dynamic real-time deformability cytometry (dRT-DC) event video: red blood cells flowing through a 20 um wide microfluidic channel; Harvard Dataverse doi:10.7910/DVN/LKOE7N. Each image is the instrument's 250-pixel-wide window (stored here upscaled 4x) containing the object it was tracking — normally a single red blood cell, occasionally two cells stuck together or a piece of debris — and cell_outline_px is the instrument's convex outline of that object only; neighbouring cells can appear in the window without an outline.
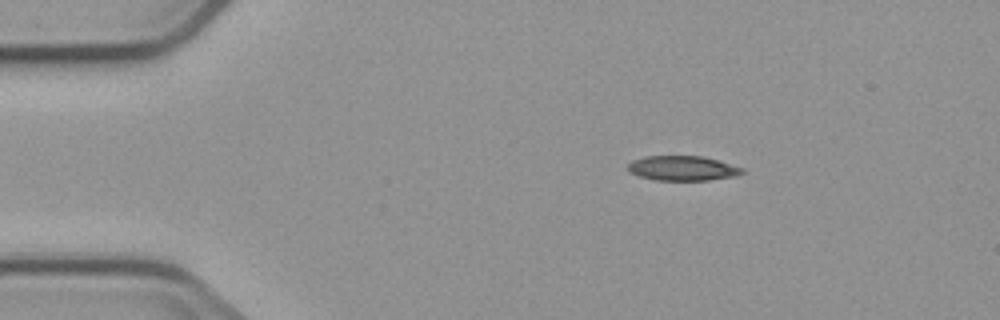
{"species": "common noctule bat (a hibernating species)", "species_latin": "Nyctalus noctula", "temperature_condition": "cold", "stored_images_in_passage": 2, "camera_frame_rate_fps": 3000, "um_per_image_px": 0.085, "animal": {"sex": "male", "body_mass_g": 23.1, "forearm_length_mm": 52.7}, "frame": {"image": 1, "passage_image": 1, "time_ms": 0.0, "image_size_px": [1000, 320], "cell_outline_px": [[744, 172], [736, 176], [708, 180], [656, 180], [640, 176], [628, 172], [628, 164], [632, 160], [644, 156], [704, 156], [744, 168]], "centroid_in_image_um": [58.01, 14.29], "position_along_channel_um": 27.0, "area_um2": 16.53}}